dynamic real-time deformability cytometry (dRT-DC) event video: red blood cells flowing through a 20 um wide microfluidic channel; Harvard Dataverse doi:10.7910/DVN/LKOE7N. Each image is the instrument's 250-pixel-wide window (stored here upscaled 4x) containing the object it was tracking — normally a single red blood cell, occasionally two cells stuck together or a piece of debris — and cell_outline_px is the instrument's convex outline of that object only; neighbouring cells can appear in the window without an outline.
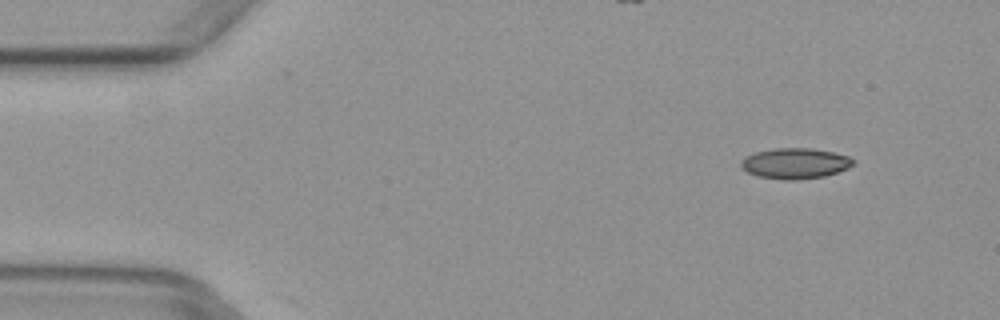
{"species": "common noctule bat (a hibernating species)", "species_latin": "Nyctalus noctula", "temperature_condition": "warm", "stored_images_in_passage": 4, "camera_frame_rate_fps": 3000, "um_per_image_px": 0.085, "animal": {"sex": "female", "body_mass_g": 29.2, "forearm_length_mm": 56.3}, "frame": {"image": 1, "passage_image": 2, "time_ms": 0.333, "image_size_px": [1000, 320], "cell_outline_px": [[856, 160], [848, 168], [824, 176], [796, 180], [784, 180], [760, 176], [748, 172], [740, 164], [740, 160], [744, 156], [756, 152], [776, 148], [812, 148], [832, 152], [848, 156]], "centroid_in_image_um": [67.58, 13.88], "position_along_channel_um": 17.4, "area_um2": 19.88}}